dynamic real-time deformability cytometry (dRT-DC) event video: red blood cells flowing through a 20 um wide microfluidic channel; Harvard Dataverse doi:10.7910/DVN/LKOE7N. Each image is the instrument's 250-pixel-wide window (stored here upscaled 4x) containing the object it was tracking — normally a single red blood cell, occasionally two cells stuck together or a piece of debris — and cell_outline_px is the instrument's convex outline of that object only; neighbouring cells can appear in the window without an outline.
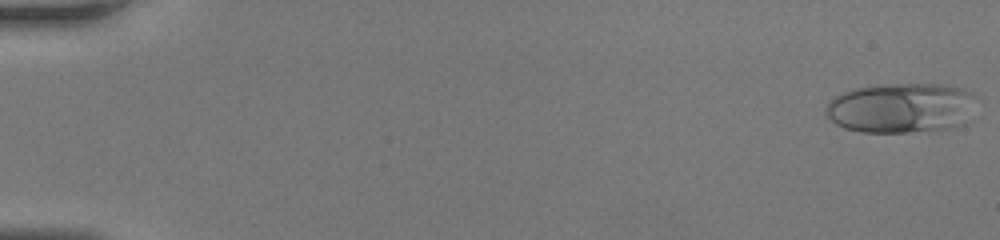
{"species": "human", "species_latin": "Homo sapiens", "temperature_condition": "room temperature", "stored_images_in_passage": 45, "camera_frame_rate_fps": 3000, "um_per_image_px": 0.085, "donor": {"sex": "female"}, "frame": {"image": 1, "passage_image": 1, "time_ms": 0.0, "image_size_px": [1000, 240], "cell_outline_px": [[972, 96], [964, 124], [952, 128], [908, 132], [860, 132], [844, 128], [836, 124], [824, 116], [824, 108], [832, 96], [856, 88], [896, 84], [944, 84], [964, 88], [972, 92]], "centroid_in_image_um": [76.49, 9.18], "position_along_channel_um": 8.5, "area_um2": 43.64}}
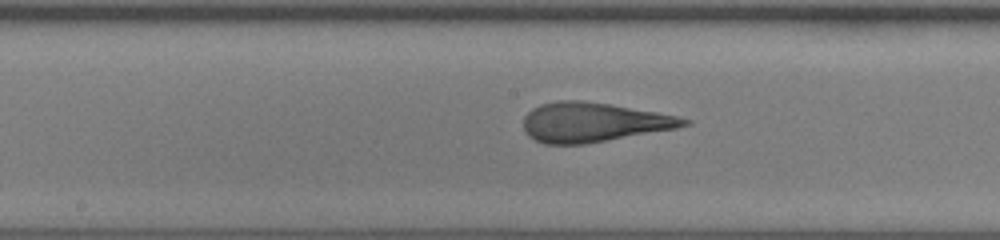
{"frame": {"image": 2, "passage_image": 25, "time_ms": 8.0, "image_size_px": [1000, 240], "cell_outline_px": [[692, 124], [676, 128], [584, 144], [544, 144], [528, 136], [524, 132], [524, 116], [532, 108], [540, 104], [556, 100], [580, 100], [608, 104], [656, 112], [676, 116], [692, 120]], "centroid_in_image_um": [50.4, 10.39], "position_along_channel_um": 197.8, "area_um2": 36.7}}
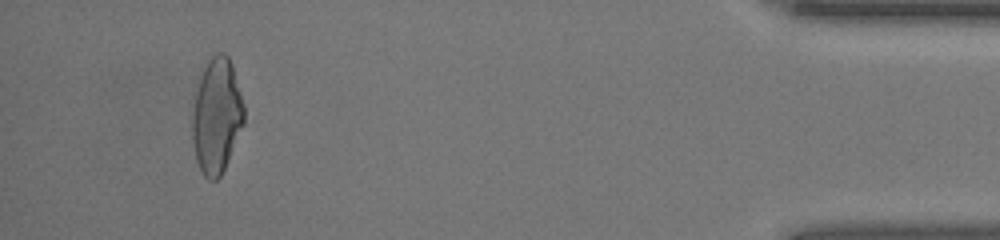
{"frame": {"image": 3, "passage_image": 43, "time_ms": 14.0, "image_size_px": [1000, 240], "cell_outline_px": [[244, 124], [224, 168], [220, 176], [216, 180], [208, 180], [204, 176], [196, 160], [192, 140], [192, 112], [196, 92], [200, 76], [204, 64], [216, 52], [224, 52], [228, 56], [232, 64], [244, 104]], "centroid_in_image_um": [18.41, 9.82], "position_along_channel_um": 416.8, "area_um2": 34.8}}